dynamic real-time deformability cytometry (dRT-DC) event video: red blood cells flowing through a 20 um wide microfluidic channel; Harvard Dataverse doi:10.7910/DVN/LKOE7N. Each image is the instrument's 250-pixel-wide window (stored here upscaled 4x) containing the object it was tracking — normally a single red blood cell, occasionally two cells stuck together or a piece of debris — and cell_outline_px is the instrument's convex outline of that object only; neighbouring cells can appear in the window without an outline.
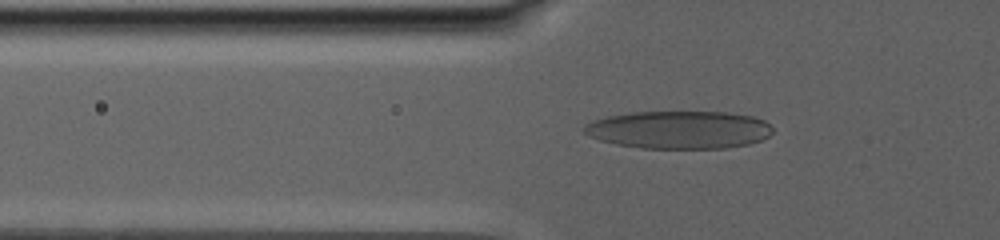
{"species": "human", "species_latin": "Homo sapiens", "temperature_condition": "warm", "stored_images_in_passage": 81, "camera_frame_rate_fps": 3000, "um_per_image_px": 0.085, "donor": {"sex": "male"}, "frame": {"image": 1, "passage_image": 25, "time_ms": 6.333, "image_size_px": [1000, 240], "cell_outline_px": [[772, 132], [768, 136], [760, 140], [748, 144], [724, 148], [640, 148], [616, 144], [600, 140], [588, 136], [580, 128], [584, 124], [592, 120], [608, 116], [632, 112], [724, 112], [752, 116], [764, 120], [772, 128]], "centroid_in_image_um": [57.66, 11.03], "position_along_channel_um": 68.1, "area_um2": 41.62}}
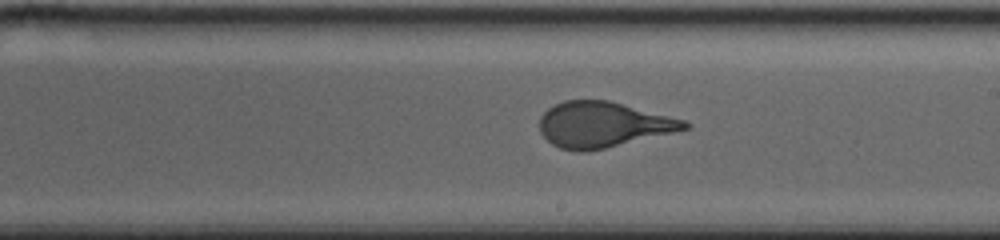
{"frame": {"image": 2, "passage_image": 51, "time_ms": 13.0, "image_size_px": [1000, 240], "cell_outline_px": [[692, 124], [688, 128], [604, 148], [584, 152], [576, 152], [560, 148], [552, 144], [540, 132], [540, 116], [548, 108], [564, 100], [608, 100], [684, 120]], "centroid_in_image_um": [51.2, 10.59], "position_along_channel_um": 237.8, "area_um2": 37.86}}
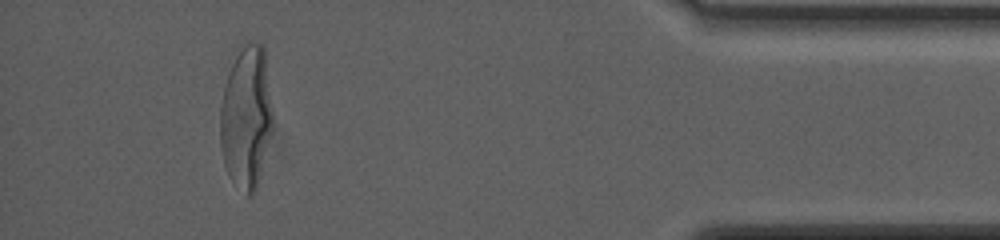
{"frame": {"image": 3, "passage_image": 74, "time_ms": 21.333, "image_size_px": [1000, 240], "cell_outline_px": [[272, 128], [256, 188], [252, 196], [248, 196], [228, 176], [224, 164], [220, 144], [220, 108], [224, 88], [228, 72], [236, 56], [248, 40], [264, 44], [272, 108]], "centroid_in_image_um": [20.93, 9.94], "position_along_channel_um": 414.3, "area_um2": 43.47}, "authors_computed_cell_mechanics": {"area_um2": 40.2288, "velocity_mm_per_s": 2.6441, "shape_relaxation_time_tau1_ms": 11.0924, "shape_relaxation_time_tau2_ms": null, "deformation_change_tau1": 0.3028, "deformation_change_tau2": null}}